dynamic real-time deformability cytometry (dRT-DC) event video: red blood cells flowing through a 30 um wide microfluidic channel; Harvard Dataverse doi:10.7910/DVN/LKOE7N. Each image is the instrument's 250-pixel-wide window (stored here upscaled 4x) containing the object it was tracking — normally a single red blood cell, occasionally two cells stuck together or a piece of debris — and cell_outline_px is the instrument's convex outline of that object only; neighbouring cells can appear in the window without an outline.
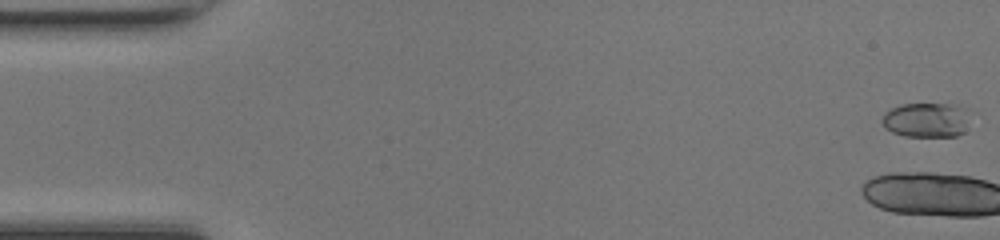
{"species": "common noctule bat (a hibernating species)", "species_latin": "Nyctalus noctula", "temperature_condition": "room temperature", "stored_images_in_passage": 49, "camera_frame_rate_fps": 3000, "um_per_image_px": 0.085, "animal": {"sex": "female", "body_mass_g": 17.0, "forearm_length_mm": 48.0}, "frame": {"image": 1, "passage_image": 1, "time_ms": 0.0, "image_size_px": [1000, 240], "cell_outline_px": [[964, 132], [956, 136], [904, 136], [892, 132], [884, 128], [880, 120], [884, 112], [900, 104], [948, 104], [960, 108]], "centroid_in_image_um": [78.52, 10.22], "position_along_channel_um": 6.5, "area_um2": 16.99}}